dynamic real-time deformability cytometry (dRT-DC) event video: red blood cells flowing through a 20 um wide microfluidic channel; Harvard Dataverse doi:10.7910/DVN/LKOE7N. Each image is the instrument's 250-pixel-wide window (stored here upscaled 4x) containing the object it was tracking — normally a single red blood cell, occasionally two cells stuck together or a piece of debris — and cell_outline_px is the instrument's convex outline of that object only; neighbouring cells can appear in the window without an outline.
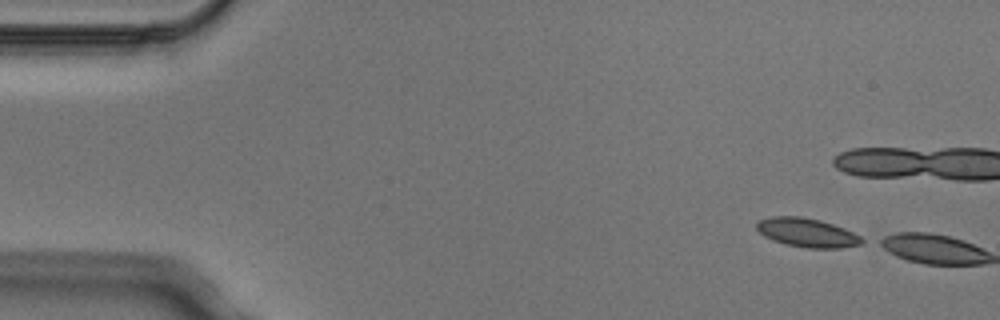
{"species": "Egyptian fruit bat (a non-hibernating species)", "species_latin": "Rousettus aegyptiacus", "temperature_condition": "cold", "stored_images_in_passage": 2, "camera_frame_rate_fps": 3000, "um_per_image_px": 0.085, "animal": {"sex": "male"}, "frame": {"image": 1, "passage_image": 1, "time_ms": 0.0, "image_size_px": [1000, 320], "cell_outline_px": [[868, 240], [860, 244], [840, 248], [808, 248], [784, 244], [772, 240], [764, 236], [756, 228], [756, 224], [760, 220], [772, 216], [800, 216], [820, 220], [844, 228]], "centroid_in_image_um": [68.61, 19.78], "position_along_channel_um": 16.4, "area_um2": 17.74}}